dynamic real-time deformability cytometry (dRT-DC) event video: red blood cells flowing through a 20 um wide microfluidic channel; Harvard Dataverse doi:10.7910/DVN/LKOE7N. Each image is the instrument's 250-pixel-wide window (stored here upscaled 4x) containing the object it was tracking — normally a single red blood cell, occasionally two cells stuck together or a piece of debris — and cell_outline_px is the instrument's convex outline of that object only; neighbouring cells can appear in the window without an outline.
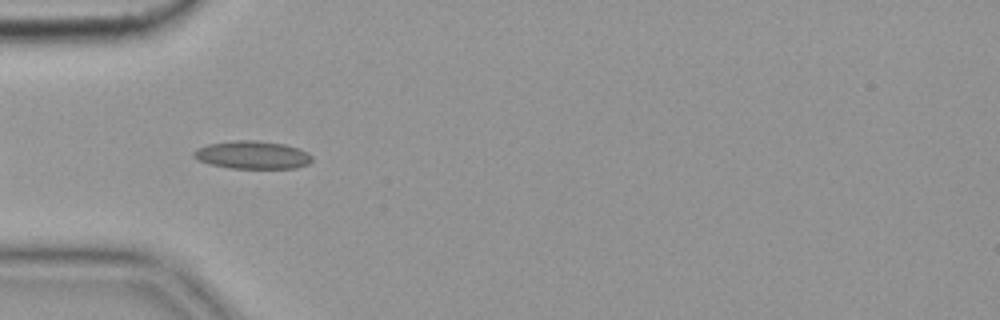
{"species": "common noctule bat (a hibernating species)", "species_latin": "Nyctalus noctula", "temperature_condition": "cold", "stored_images_in_passage": 10, "camera_frame_rate_fps": 3000, "um_per_image_px": 0.085, "animal": {"sex": "female", "body_mass_g": 19.9}, "frame": {"image": 1, "passage_image": 5, "time_ms": 1.333, "image_size_px": [1000, 320], "cell_outline_px": [[312, 160], [308, 164], [296, 168], [228, 168], [208, 164], [192, 156], [192, 152], [196, 148], [208, 144], [236, 140], [256, 140], [284, 144], [308, 152], [312, 156]], "centroid_in_image_um": [21.43, 13.17], "position_along_channel_um": 63.6, "area_um2": 19.31}}